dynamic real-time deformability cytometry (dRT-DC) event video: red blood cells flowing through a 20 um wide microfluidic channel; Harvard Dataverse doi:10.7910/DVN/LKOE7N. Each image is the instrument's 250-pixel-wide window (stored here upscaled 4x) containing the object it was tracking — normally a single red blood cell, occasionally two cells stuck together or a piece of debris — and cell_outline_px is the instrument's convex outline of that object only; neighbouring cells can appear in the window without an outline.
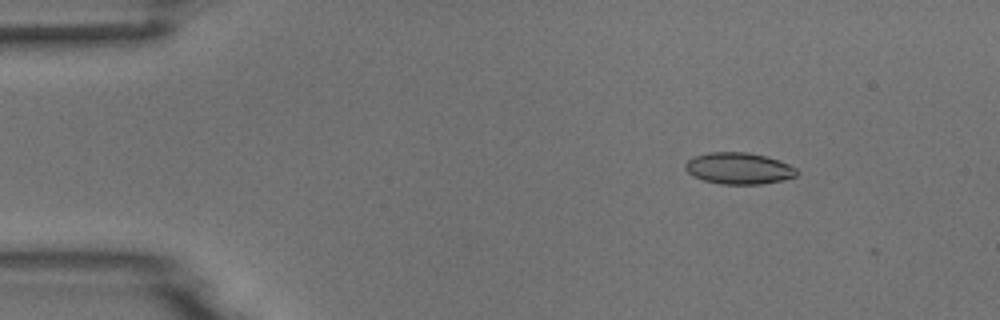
{"species": "common noctule bat (a hibernating species)", "species_latin": "Nyctalus noctula", "temperature_condition": "room temperature", "stored_images_in_passage": 19, "camera_frame_rate_fps": 3000, "um_per_image_px": 0.085, "animal": {"sex": "male", "body_mass_g": 18.8}, "frame": {"image": 1, "passage_image": 3, "time_ms": 0.667, "image_size_px": [1000, 320], "cell_outline_px": [[800, 172], [796, 176], [780, 180], [760, 184], [720, 184], [704, 180], [692, 176], [684, 168], [684, 164], [692, 156], [708, 152], [748, 152], [768, 156], [788, 164], [796, 168]], "centroid_in_image_um": [62.77, 14.3], "position_along_channel_um": 22.2, "area_um2": 20.63}}
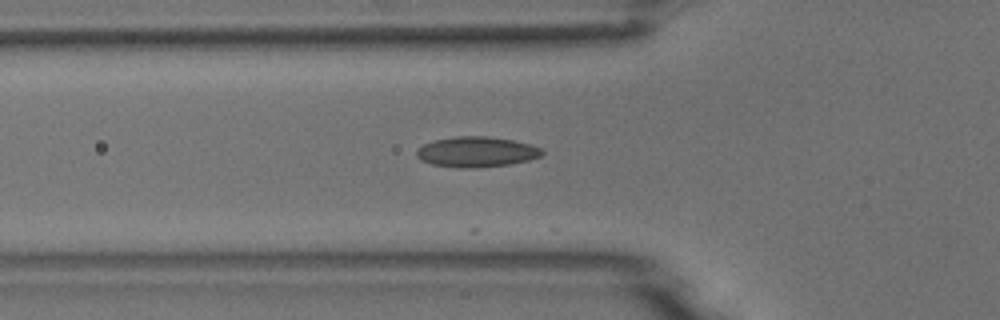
{"frame": {"image": 2, "passage_image": 14, "time_ms": 4.333, "image_size_px": [1000, 320], "cell_outline_px": [[544, 152], [540, 156], [528, 160], [508, 164], [468, 168], [456, 168], [432, 164], [420, 160], [416, 156], [416, 148], [432, 140], [456, 136], [488, 136], [512, 140], [528, 144], [540, 148]], "centroid_in_image_um": [40.43, 12.9], "position_along_channel_um": 85.4, "area_um2": 22.14}}